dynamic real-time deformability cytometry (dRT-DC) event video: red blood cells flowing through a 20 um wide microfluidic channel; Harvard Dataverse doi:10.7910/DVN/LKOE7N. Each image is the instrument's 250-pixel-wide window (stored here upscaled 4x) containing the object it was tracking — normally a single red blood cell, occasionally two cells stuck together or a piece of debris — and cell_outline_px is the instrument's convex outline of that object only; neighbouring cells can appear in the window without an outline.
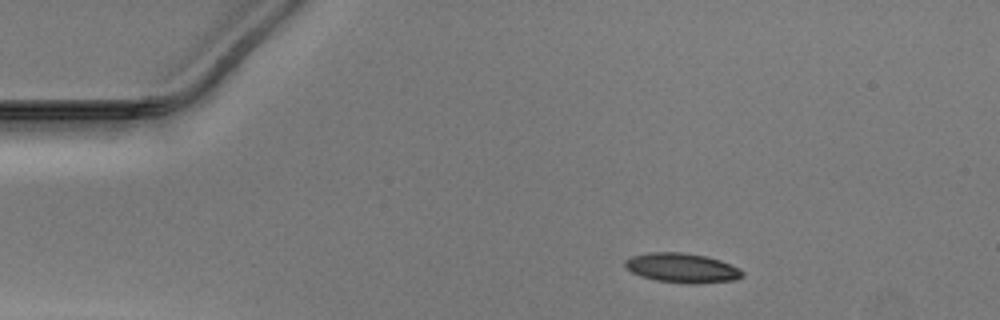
{"species": "Egyptian fruit bat (a non-hibernating species)", "species_latin": "Rousettus aegyptiacus", "temperature_condition": "warm", "stored_images_in_passage": 37, "camera_frame_rate_fps": 3000, "um_per_image_px": 0.085, "animal": {"sex": "male"}, "frame": {"image": 1, "passage_image": 1, "time_ms": 0.0, "image_size_px": [1000, 320], "cell_outline_px": [[744, 276], [736, 280], [692, 284], [656, 280], [640, 276], [632, 272], [624, 264], [624, 260], [632, 256], [648, 252], [680, 252], [708, 256], [720, 260], [740, 268], [744, 272]], "centroid_in_image_um": [58.0, 22.77], "position_along_channel_um": 27.0, "area_um2": 20.29}}
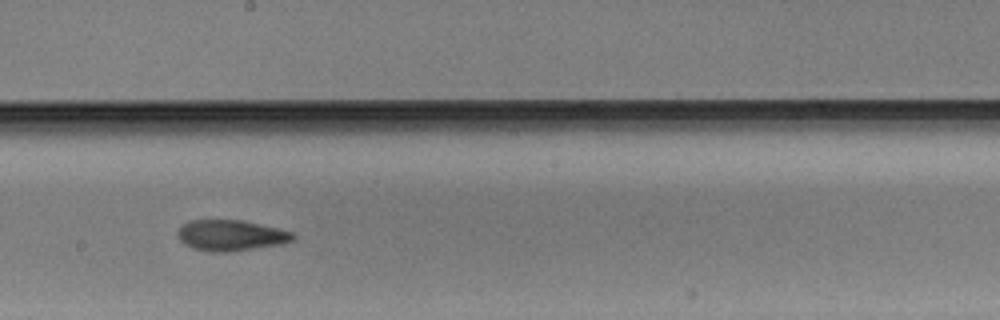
{"frame": {"image": 2, "passage_image": 21, "time_ms": 6.667, "image_size_px": [1000, 320], "cell_outline_px": [[296, 236], [292, 240], [280, 244], [224, 252], [208, 252], [192, 248], [184, 244], [180, 240], [180, 224], [188, 220], [240, 220], [280, 228], [292, 232]], "centroid_in_image_um": [19.61, 20.0], "position_along_channel_um": 228.6, "area_um2": 20.52}}
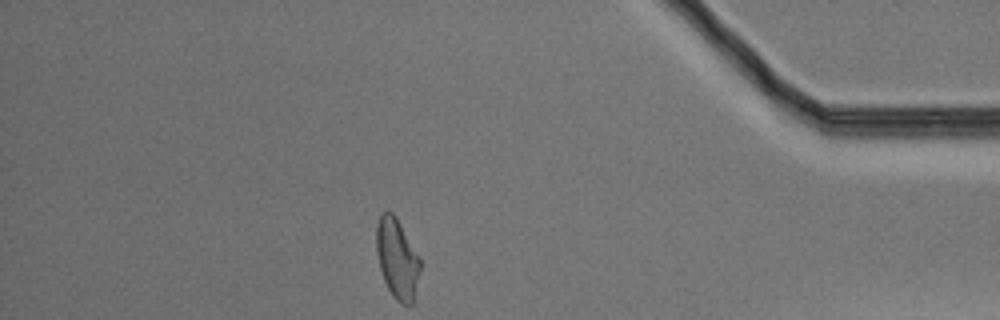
{"frame": {"image": 3, "passage_image": 37, "time_ms": 12.0, "image_size_px": [1000, 320], "cell_outline_px": [[420, 272], [412, 304], [400, 304], [392, 296], [384, 280], [380, 268], [376, 252], [376, 224], [380, 216], [384, 212], [392, 212], [396, 216], [420, 256]], "centroid_in_image_um": [33.76, 21.97], "position_along_channel_um": 401.4, "area_um2": 20.52}}